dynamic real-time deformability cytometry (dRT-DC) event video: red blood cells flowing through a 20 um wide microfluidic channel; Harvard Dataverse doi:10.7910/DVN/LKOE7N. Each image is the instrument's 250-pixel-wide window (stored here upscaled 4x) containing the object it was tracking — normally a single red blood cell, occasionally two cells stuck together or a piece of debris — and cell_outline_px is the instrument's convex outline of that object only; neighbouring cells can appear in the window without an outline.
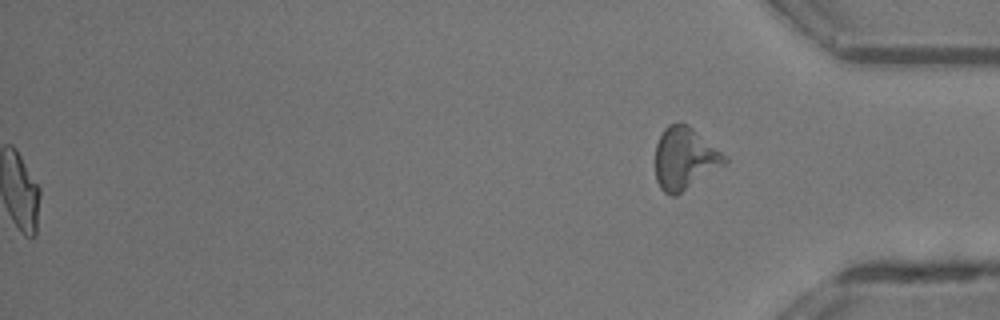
{"species": "common noctule bat (a hibernating species)", "species_latin": "Nyctalus noctula", "temperature_condition": "room temperature", "stored_images_in_passage": 40, "segment_of_instrument_passage": [2, 2], "camera_frame_rate_fps": 3000, "um_per_image_px": 0.085, "animal": {"sex": "male", "body_mass_g": 13.3}, "frame": {"image": 1, "passage_image": 40, "time_ms": 13.0, "image_size_px": [1000, 320], "cell_outline_px": [[728, 160], [676, 196], [672, 196], [664, 192], [660, 188], [656, 180], [656, 144], [664, 128], [668, 124], [688, 124], [720, 152]], "centroid_in_image_um": [58.13, 13.47], "position_along_channel_um": 377.1, "area_um2": 24.22}}